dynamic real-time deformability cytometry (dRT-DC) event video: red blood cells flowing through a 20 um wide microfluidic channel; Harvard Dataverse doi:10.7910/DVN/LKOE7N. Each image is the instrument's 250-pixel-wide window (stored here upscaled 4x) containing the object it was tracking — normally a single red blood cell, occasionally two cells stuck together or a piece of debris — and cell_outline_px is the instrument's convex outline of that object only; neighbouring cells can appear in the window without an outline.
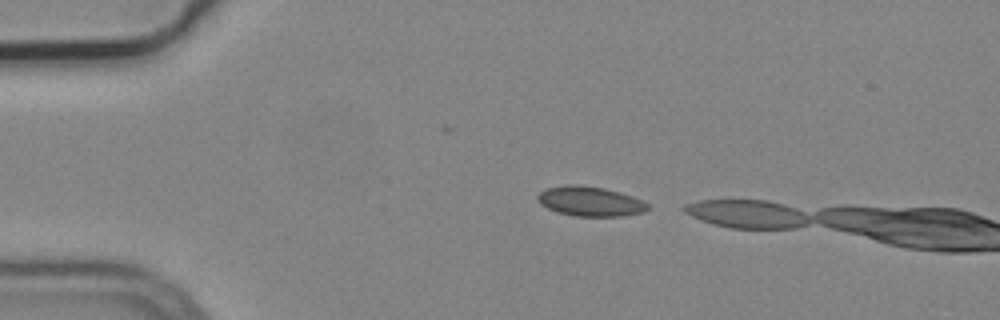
{"species": "common noctule bat (a hibernating species)", "species_latin": "Nyctalus noctula", "temperature_condition": "cold", "stored_images_in_passage": 2, "camera_frame_rate_fps": 3000, "um_per_image_px": 0.085, "animal": {"sex": "male", "body_mass_g": 19.2, "forearm_length_mm": 51.8}, "frame": {"image": 1, "passage_image": 1, "time_ms": 0.0, "image_size_px": [1000, 320], "cell_outline_px": [[652, 208], [644, 212], [624, 216], [572, 216], [556, 212], [540, 204], [536, 196], [540, 192], [548, 188], [568, 184], [580, 184], [604, 188], [620, 192], [644, 200]], "centroid_in_image_um": [50.19, 17.12], "position_along_channel_um": 34.8, "area_um2": 19.36}}